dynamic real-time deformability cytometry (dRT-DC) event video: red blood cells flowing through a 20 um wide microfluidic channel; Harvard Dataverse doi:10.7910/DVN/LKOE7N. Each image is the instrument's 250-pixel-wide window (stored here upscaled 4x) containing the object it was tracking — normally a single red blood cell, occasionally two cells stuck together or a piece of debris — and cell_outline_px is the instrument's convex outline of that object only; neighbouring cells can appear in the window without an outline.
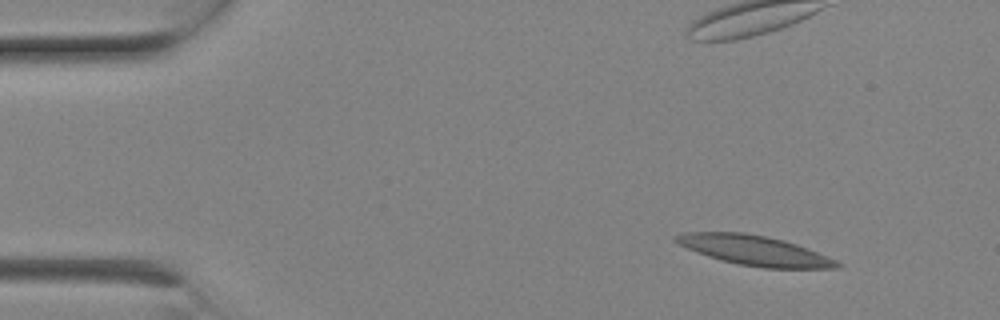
{"species": "Egyptian fruit bat (a non-hibernating species)", "species_latin": "Rousettus aegyptiacus", "temperature_condition": "room temperature", "stored_images_in_passage": 7, "camera_frame_rate_fps": 3000, "um_per_image_px": 0.085, "animal": {"sex": "female"}, "frame": {"image": 1, "passage_image": 1, "time_ms": 0.0, "image_size_px": [1000, 320], "cell_outline_px": [[844, 264], [840, 268], [764, 268], [740, 264], [720, 260], [708, 256], [688, 248], [672, 240], [676, 236], [684, 232], [744, 232], [768, 236], [784, 240], [808, 248], [828, 256]], "centroid_in_image_um": [64.19, 21.28], "position_along_channel_um": 20.8, "area_um2": 27.98}}